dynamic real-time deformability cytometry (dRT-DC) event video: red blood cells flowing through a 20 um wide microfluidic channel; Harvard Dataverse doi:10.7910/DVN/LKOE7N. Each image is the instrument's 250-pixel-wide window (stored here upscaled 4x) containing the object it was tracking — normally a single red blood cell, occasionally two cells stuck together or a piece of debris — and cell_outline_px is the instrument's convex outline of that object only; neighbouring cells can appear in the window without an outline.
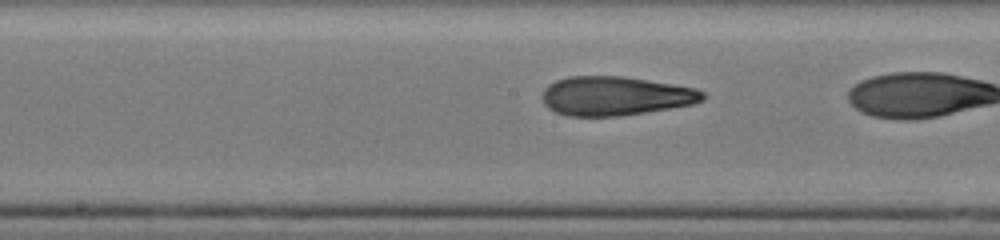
{"species": "human", "species_latin": "Homo sapiens", "temperature_condition": "cold", "stored_images_in_passage": 24, "camera_frame_rate_fps": 3000, "um_per_image_px": 0.085, "donor": {"sex": "male"}, "frame": {"image": 1, "passage_image": 11, "time_ms": 3.333, "image_size_px": [1000, 240], "cell_outline_px": [[704, 100], [692, 104], [620, 116], [568, 116], [556, 112], [548, 108], [544, 104], [540, 96], [544, 88], [548, 84], [556, 80], [568, 76], [624, 76], [696, 88], [704, 92]], "centroid_in_image_um": [52.25, 8.15], "position_along_channel_um": 196.0, "area_um2": 36.59}}